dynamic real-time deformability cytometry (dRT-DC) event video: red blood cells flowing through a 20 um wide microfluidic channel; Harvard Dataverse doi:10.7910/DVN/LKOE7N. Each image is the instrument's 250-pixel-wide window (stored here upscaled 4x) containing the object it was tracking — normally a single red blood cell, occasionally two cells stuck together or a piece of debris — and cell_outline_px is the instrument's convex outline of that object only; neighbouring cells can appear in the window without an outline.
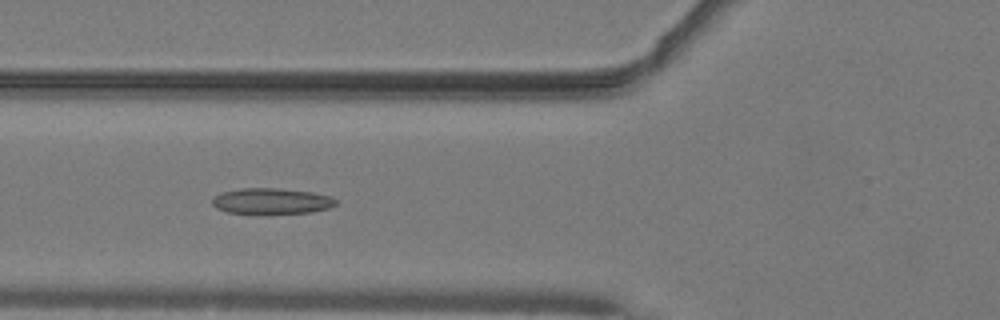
{"species": "common noctule bat (a hibernating species)", "species_latin": "Nyctalus noctula", "temperature_condition": "warm", "stored_images_in_passage": 47, "camera_frame_rate_fps": 3000, "um_per_image_px": 0.085, "animal": {"sex": "male", "body_mass_g": 19.2, "forearm_length_mm": 51.8}, "frame": {"image": 1, "passage_image": 19, "time_ms": 6.0, "image_size_px": [1000, 320], "cell_outline_px": [[336, 204], [328, 208], [308, 212], [260, 216], [256, 216], [228, 212], [216, 208], [212, 204], [212, 196], [220, 192], [240, 188], [280, 188], [312, 192], [332, 196], [336, 200]], "centroid_in_image_um": [23.01, 17.12], "position_along_channel_um": 102.8, "area_um2": 19.48}}
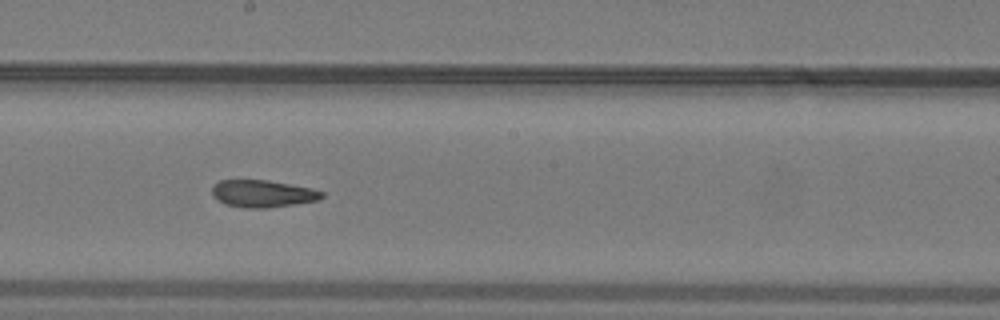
{"frame": {"image": 2, "passage_image": 28, "time_ms": 9.0, "image_size_px": [1000, 320], "cell_outline_px": [[324, 196], [316, 200], [268, 208], [244, 208], [224, 204], [216, 200], [212, 196], [212, 188], [220, 180], [268, 180], [312, 188], [324, 192]], "centroid_in_image_um": [22.29, 16.46], "position_along_channel_um": 225.9, "area_um2": 17.4}}
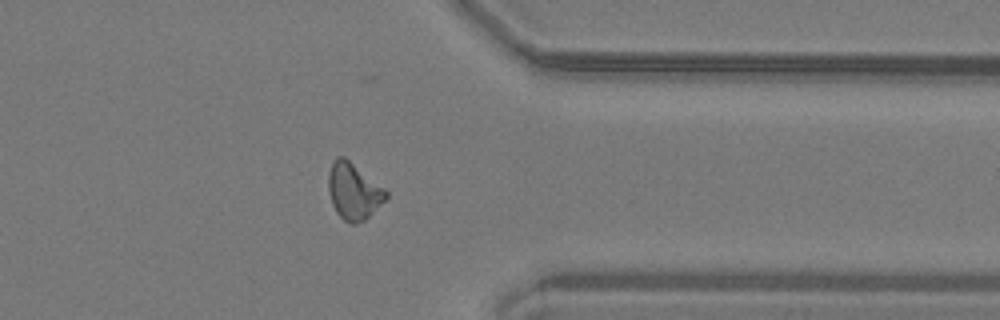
{"frame": {"image": 3, "passage_image": 40, "time_ms": 13.0, "image_size_px": [1000, 320], "cell_outline_px": [[388, 196], [364, 220], [356, 224], [348, 224], [336, 212], [332, 204], [328, 192], [328, 176], [332, 160], [336, 156], [344, 156], [384, 188], [388, 192]], "centroid_in_image_um": [30.02, 16.24], "position_along_channel_um": 381.4, "area_um2": 18.84}}